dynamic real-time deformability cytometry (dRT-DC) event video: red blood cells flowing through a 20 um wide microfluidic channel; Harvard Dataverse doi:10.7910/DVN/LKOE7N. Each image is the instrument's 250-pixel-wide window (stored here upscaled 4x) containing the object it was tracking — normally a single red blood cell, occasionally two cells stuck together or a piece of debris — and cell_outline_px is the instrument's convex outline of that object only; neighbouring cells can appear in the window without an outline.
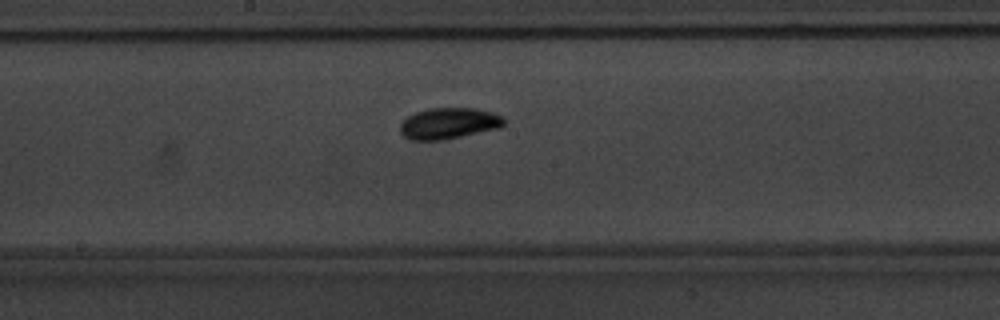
{"species": "common noctule bat (a hibernating species)", "species_latin": "Nyctalus noctula", "temperature_condition": "warm", "stored_images_in_passage": 14, "camera_frame_rate_fps": 3000, "um_per_image_px": 0.085, "animal": {"sex": "male", "body_mass_g": 20.1, "forearm_length_mm": 53.5}, "frame": {"image": 1, "passage_image": 12, "time_ms": 3.667, "image_size_px": [1000, 320], "cell_outline_px": [[504, 124], [500, 128], [444, 140], [408, 140], [400, 132], [400, 124], [408, 116], [416, 112], [428, 108], [476, 108], [492, 112], [504, 116]], "centroid_in_image_um": [38.16, 10.49], "position_along_channel_um": 210.0, "area_um2": 19.02}}